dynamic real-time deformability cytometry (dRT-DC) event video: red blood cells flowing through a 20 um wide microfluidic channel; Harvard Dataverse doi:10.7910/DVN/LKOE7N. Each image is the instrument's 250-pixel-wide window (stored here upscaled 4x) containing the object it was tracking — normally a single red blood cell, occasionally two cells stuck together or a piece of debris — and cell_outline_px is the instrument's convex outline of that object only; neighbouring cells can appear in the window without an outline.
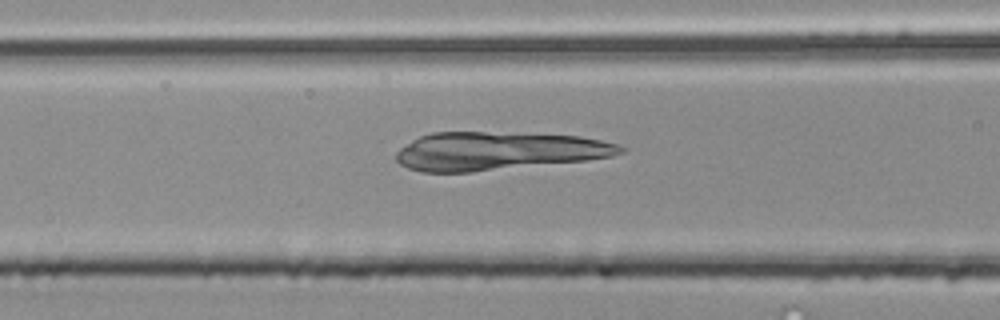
{"species": "common noctule bat (a hibernating species)", "species_latin": "Nyctalus noctula", "temperature_condition": "room temperature", "stored_images_in_passage": 51, "camera_frame_rate_fps": 3000, "um_per_image_px": 0.085, "animal": {"sex": "male", "body_mass_g": 20.4}, "frame": {"image": 1, "passage_image": 21, "time_ms": 6.667, "image_size_px": [1000, 320], "cell_outline_px": [[624, 152], [612, 156], [588, 160], [472, 172], [420, 172], [408, 168], [400, 164], [396, 160], [396, 152], [400, 148], [412, 140], [420, 136], [432, 132], [484, 132], [580, 136], [600, 140], [616, 144], [624, 148]], "centroid_in_image_um": [42.31, 12.84], "position_along_channel_um": 124.3, "area_um2": 49.77}}
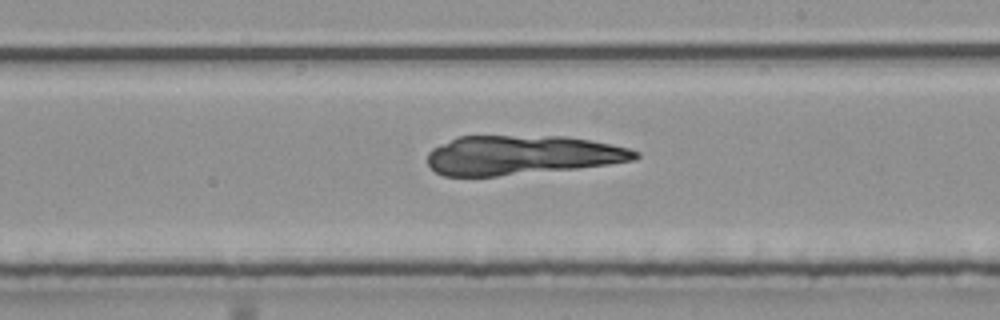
{"frame": {"image": 2, "passage_image": 30, "time_ms": 9.667, "image_size_px": [1000, 320], "cell_outline_px": [[640, 156], [636, 160], [608, 164], [576, 168], [496, 176], [444, 176], [436, 172], [428, 164], [428, 152], [432, 148], [456, 136], [568, 136], [628, 148], [640, 152]], "centroid_in_image_um": [44.33, 13.18], "position_along_channel_um": 244.7, "area_um2": 47.45}}
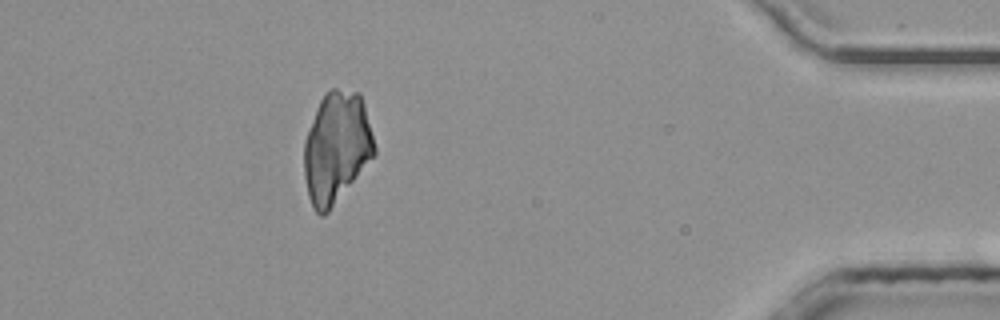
{"frame": {"image": 3, "passage_image": 46, "time_ms": 15.0, "image_size_px": [1000, 320], "cell_outline_px": [[376, 152], [328, 212], [324, 216], [320, 216], [312, 208], [308, 196], [304, 176], [304, 140], [316, 108], [320, 100], [332, 88], [336, 88], [360, 92], [364, 104], [376, 148]], "centroid_in_image_um": [28.57, 12.53], "position_along_channel_um": 406.6, "area_um2": 45.2}}